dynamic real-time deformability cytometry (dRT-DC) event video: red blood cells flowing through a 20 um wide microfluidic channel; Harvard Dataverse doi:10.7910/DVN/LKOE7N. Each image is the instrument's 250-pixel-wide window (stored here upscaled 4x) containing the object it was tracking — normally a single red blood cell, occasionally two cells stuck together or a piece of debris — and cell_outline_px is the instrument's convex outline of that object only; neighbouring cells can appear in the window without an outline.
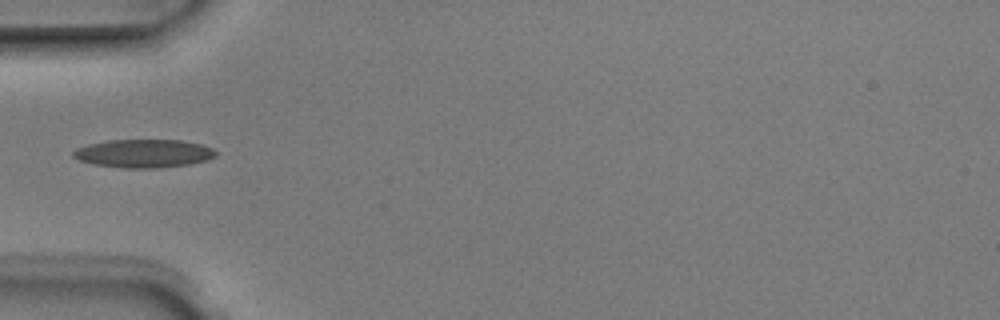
{"species": "Egyptian fruit bat (a non-hibernating species)", "species_latin": "Rousettus aegyptiacus", "temperature_condition": "room temperature", "stored_images_in_passage": 6, "camera_frame_rate_fps": 3000, "um_per_image_px": 0.085, "animal": {"sex": "male"}, "frame": {"image": 1, "passage_image": 5, "time_ms": 1.333, "image_size_px": [1000, 320], "cell_outline_px": [[216, 156], [208, 160], [188, 164], [156, 168], [124, 168], [92, 164], [80, 160], [72, 156], [72, 152], [76, 148], [88, 144], [108, 140], [180, 140], [200, 144], [212, 148], [216, 152]], "centroid_in_image_um": [12.19, 13.04], "position_along_channel_um": 72.8, "area_um2": 23.47}}
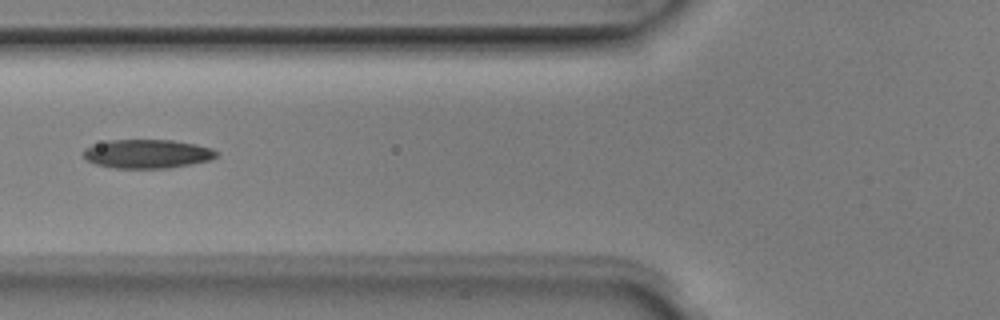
{"frame": {"image": 2, "passage_image": 6, "time_ms": 1.667, "image_size_px": [1000, 320], "cell_outline_px": [[220, 152], [212, 160], [168, 168], [112, 168], [96, 164], [88, 160], [84, 156], [84, 148], [92, 144], [108, 140], [172, 140], [196, 144], [212, 148]], "centroid_in_image_um": [12.53, 13.07], "position_along_channel_um": 113.3, "area_um2": 22.48}}